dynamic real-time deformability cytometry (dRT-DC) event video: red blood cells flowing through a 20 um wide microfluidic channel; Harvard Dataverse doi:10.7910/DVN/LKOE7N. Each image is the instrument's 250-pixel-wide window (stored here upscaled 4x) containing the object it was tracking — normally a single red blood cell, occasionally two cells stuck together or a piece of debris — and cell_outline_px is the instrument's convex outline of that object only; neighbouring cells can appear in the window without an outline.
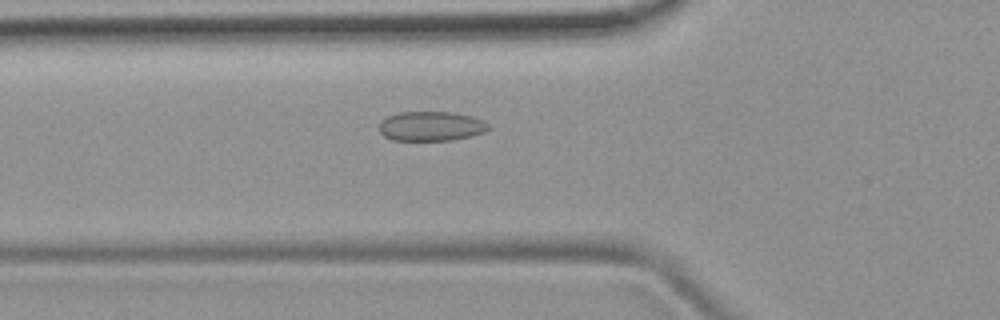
{"species": "common noctule bat (a hibernating species)", "species_latin": "Nyctalus noctula", "temperature_condition": "room temperature", "stored_images_in_passage": 52, "camera_frame_rate_fps": 3000, "um_per_image_px": 0.085, "animal": {"sex": "female", "body_mass_g": 19.9}, "frame": {"image": 1, "passage_image": 19, "time_ms": 6.0, "image_size_px": [1000, 320], "cell_outline_px": [[488, 128], [484, 132], [472, 136], [452, 140], [392, 140], [384, 136], [380, 132], [380, 124], [388, 116], [400, 112], [452, 112], [472, 116], [484, 120], [488, 124]], "centroid_in_image_um": [36.67, 10.73], "position_along_channel_um": 89.1, "area_um2": 18.73}}
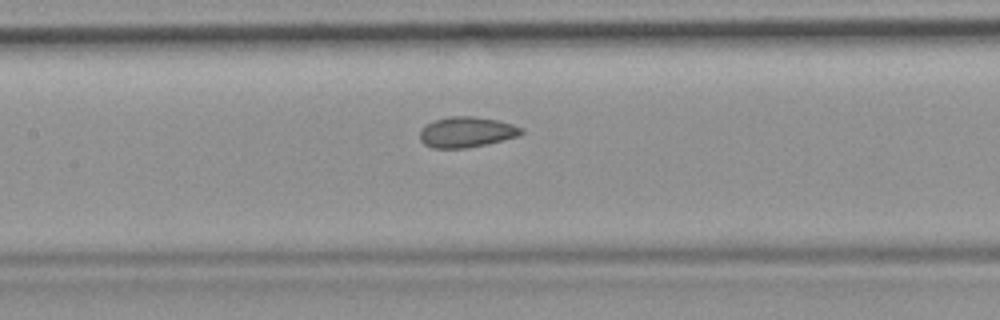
{"frame": {"image": 2, "passage_image": 25, "time_ms": 8.0, "image_size_px": [1000, 320], "cell_outline_px": [[524, 132], [520, 136], [504, 140], [468, 148], [432, 148], [424, 144], [420, 140], [420, 128], [424, 124], [436, 120], [452, 116], [472, 116], [496, 120], [512, 124], [524, 128]], "centroid_in_image_um": [39.66, 11.23], "position_along_channel_um": 167.7, "area_um2": 18.21}}
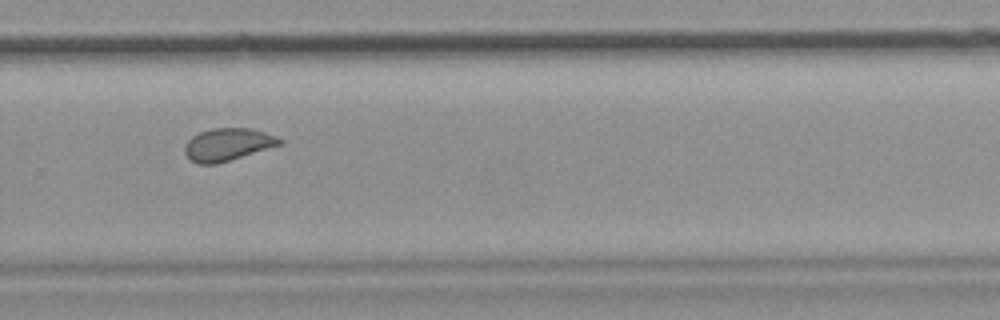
{"frame": {"image": 3, "passage_image": 36, "time_ms": 11.667, "image_size_px": [1000, 320], "cell_outline_px": [[284, 140], [280, 144], [216, 164], [196, 164], [184, 152], [184, 144], [192, 136], [200, 132], [212, 128], [248, 128], [264, 132], [276, 136]], "centroid_in_image_um": [19.31, 12.27], "position_along_channel_um": 310.5, "area_um2": 17.69}, "authors_computed_cell_mechanics": {"area_um2": 18.8139, "velocity_mm_per_s": 3.9168, "shape_relaxation_time_tau1_ms": null, "shape_relaxation_time_tau2_ms": 1.2598, "deformation_change_tau1": null, "deformation_change_tau2": 0.0639}}